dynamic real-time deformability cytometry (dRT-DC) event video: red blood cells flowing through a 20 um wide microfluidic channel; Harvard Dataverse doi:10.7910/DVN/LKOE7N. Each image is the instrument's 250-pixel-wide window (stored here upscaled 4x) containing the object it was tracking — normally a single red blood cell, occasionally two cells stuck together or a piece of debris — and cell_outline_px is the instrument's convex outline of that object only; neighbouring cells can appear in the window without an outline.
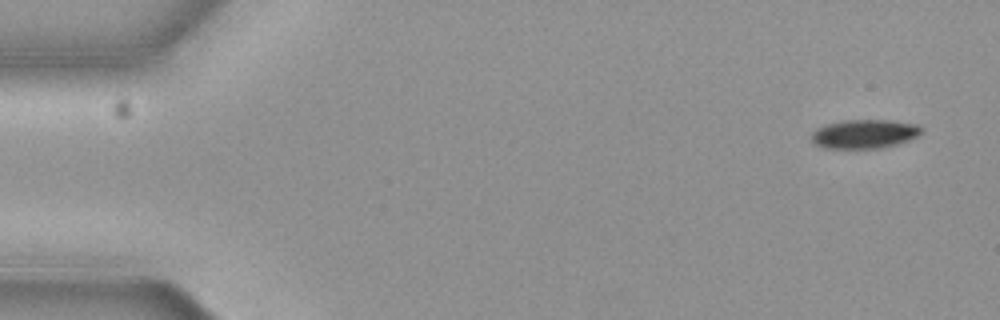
{"species": "common noctule bat (a hibernating species)", "species_latin": "Nyctalus noctula", "temperature_condition": "cold", "stored_images_in_passage": 5, "camera_frame_rate_fps": 3000, "um_per_image_px": 0.085, "animal": {"sex": "female", "body_mass_g": 19.3, "forearm_length_mm": 54.1}, "frame": {"image": 1, "passage_image": 1, "time_ms": 0.0, "image_size_px": [1000, 320], "cell_outline_px": [[924, 132], [908, 140], [896, 144], [880, 148], [828, 148], [816, 144], [812, 140], [812, 132], [816, 128], [828, 124], [844, 120], [888, 120], [920, 124]], "centroid_in_image_um": [73.52, 11.37], "position_along_channel_um": 11.5, "area_um2": 18.44}}
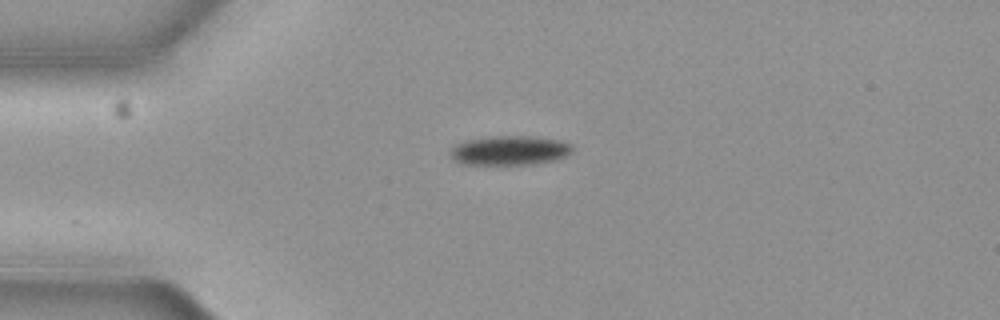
{"frame": {"image": 2, "passage_image": 4, "time_ms": 1.0, "image_size_px": [1000, 320], "cell_outline_px": [[572, 152], [556, 160], [532, 164], [460, 164], [452, 160], [448, 152], [456, 144], [464, 140], [496, 136], [528, 136], [560, 140], [572, 144]], "centroid_in_image_um": [43.28, 12.79], "position_along_channel_um": 41.7, "area_um2": 20.98}}